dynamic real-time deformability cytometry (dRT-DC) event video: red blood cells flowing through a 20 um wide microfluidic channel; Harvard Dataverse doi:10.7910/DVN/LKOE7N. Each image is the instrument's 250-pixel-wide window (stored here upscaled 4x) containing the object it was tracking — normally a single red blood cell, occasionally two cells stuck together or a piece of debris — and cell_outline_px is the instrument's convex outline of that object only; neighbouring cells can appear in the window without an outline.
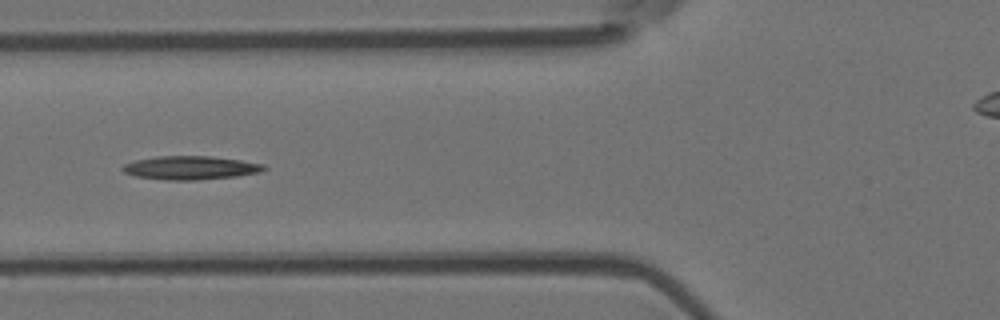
{"species": "Egyptian fruit bat (a non-hibernating species)", "species_latin": "Rousettus aegyptiacus", "temperature_condition": "room temperature", "stored_images_in_passage": 9, "camera_frame_rate_fps": 3000, "um_per_image_px": 0.085, "animal": {"sex": "female"}, "frame": {"image": 1, "passage_image": 6, "time_ms": 1.667, "image_size_px": [1000, 320], "cell_outline_px": [[268, 168], [260, 172], [236, 176], [196, 180], [168, 180], [136, 176], [124, 172], [120, 168], [124, 164], [136, 160], [156, 156], [212, 156], [240, 160], [264, 164]], "centroid_in_image_um": [16.2, 14.25], "position_along_channel_um": 109.6, "area_um2": 19.36}}
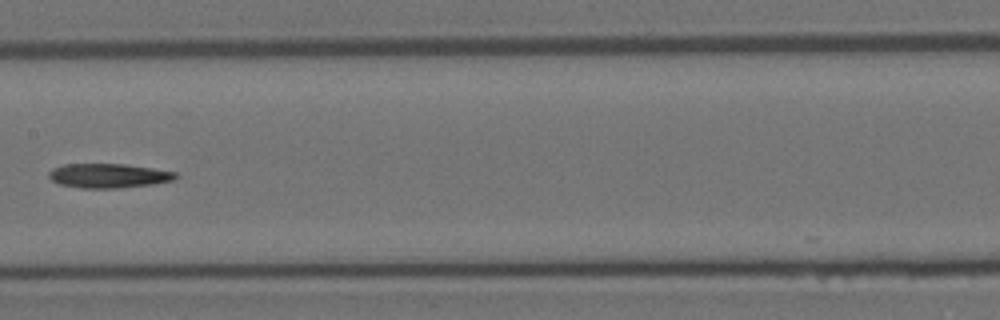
{"frame": {"image": 2, "passage_image": 8, "time_ms": 2.333, "image_size_px": [1000, 320], "cell_outline_px": [[180, 176], [172, 180], [152, 184], [120, 188], [80, 188], [60, 184], [52, 180], [48, 176], [48, 172], [52, 168], [64, 164], [124, 164], [152, 168], [176, 172]], "centroid_in_image_um": [9.21, 14.93], "position_along_channel_um": 198.2, "area_um2": 17.98}}
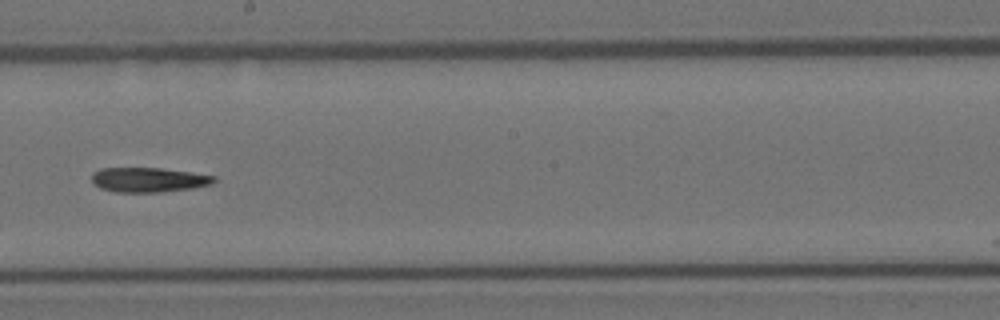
{"frame": {"image": 3, "passage_image": 9, "time_ms": 2.667, "image_size_px": [1000, 320], "cell_outline_px": [[216, 180], [212, 184], [192, 188], [160, 192], [116, 192], [100, 188], [92, 184], [92, 172], [100, 168], [160, 168], [192, 172], [216, 176]], "centroid_in_image_um": [12.61, 15.28], "position_along_channel_um": 235.6, "area_um2": 17.69}}